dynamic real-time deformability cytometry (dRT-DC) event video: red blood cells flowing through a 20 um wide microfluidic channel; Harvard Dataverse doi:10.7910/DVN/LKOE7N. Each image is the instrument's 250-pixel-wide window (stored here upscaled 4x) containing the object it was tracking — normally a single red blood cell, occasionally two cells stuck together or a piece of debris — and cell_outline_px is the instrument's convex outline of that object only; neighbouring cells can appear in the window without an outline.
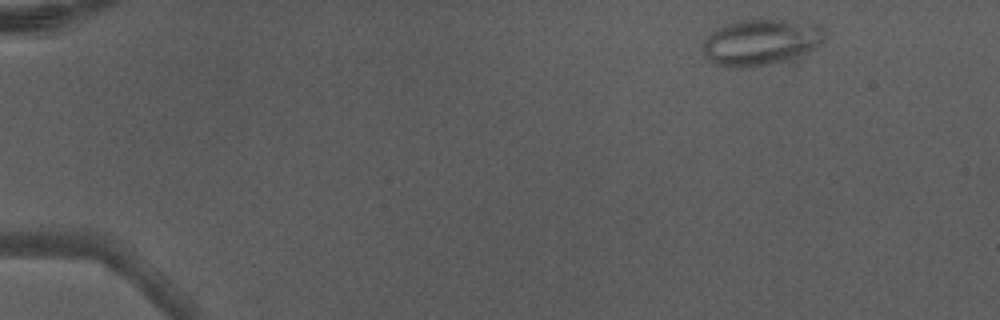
{"species": "Egyptian fruit bat (a non-hibernating species)", "species_latin": "Rousettus aegyptiacus", "temperature_condition": "warm", "stored_images_in_passage": 4, "camera_frame_rate_fps": 3000, "um_per_image_px": 0.085, "animal": {"sex": "male"}, "frame": {"image": 1, "passage_image": 4, "time_ms": 1.0, "image_size_px": [1000, 320], "cell_outline_px": [[824, 40], [816, 48], [808, 52], [768, 64], [748, 68], [728, 68], [716, 64], [708, 60], [704, 56], [704, 40], [712, 32], [736, 20], [784, 20], [820, 24], [824, 28]], "centroid_in_image_um": [64.68, 3.59], "position_along_channel_um": 20.3, "area_um2": 32.54}}